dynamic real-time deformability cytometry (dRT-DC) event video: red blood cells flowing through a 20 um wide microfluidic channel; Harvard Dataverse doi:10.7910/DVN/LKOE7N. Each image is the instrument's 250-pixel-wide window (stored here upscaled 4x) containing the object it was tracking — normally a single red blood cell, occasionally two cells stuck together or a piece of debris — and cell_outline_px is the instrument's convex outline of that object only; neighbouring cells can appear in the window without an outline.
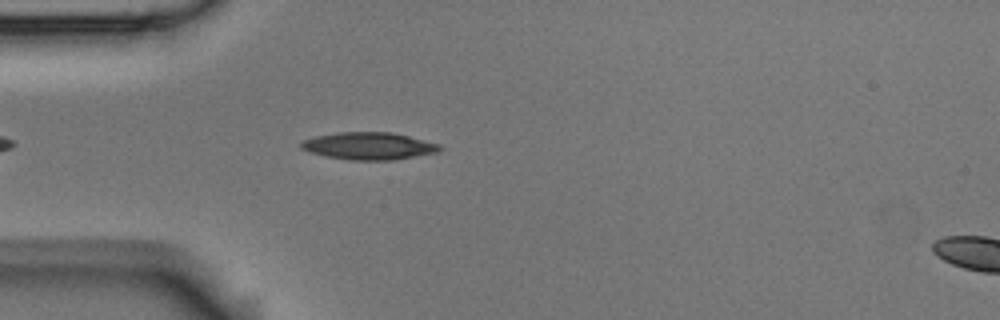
{"species": "Egyptian fruit bat (a non-hibernating species)", "species_latin": "Rousettus aegyptiacus", "temperature_condition": "room temperature", "stored_images_in_passage": 4, "camera_frame_rate_fps": 3000, "um_per_image_px": 0.085, "animal": {"sex": "male"}, "frame": {"image": 1, "passage_image": 4, "time_ms": 1.0, "image_size_px": [1000, 320], "cell_outline_px": [[444, 148], [436, 152], [392, 160], [352, 160], [324, 156], [308, 152], [300, 148], [300, 144], [304, 140], [316, 136], [336, 132], [392, 132], [440, 144]], "centroid_in_image_um": [31.32, 12.4], "position_along_channel_um": 53.7, "area_um2": 22.02}}